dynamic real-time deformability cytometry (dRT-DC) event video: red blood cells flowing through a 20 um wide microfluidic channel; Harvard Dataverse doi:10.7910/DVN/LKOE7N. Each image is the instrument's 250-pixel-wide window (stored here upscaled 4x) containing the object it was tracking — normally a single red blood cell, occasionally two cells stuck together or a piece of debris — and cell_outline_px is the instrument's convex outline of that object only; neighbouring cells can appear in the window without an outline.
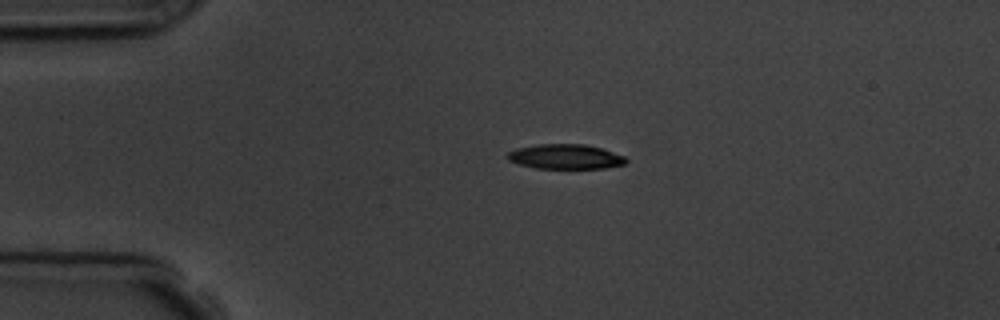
{"species": "common noctule bat (a hibernating species)", "species_latin": "Nyctalus noctula", "temperature_condition": "room temperature", "stored_images_in_passage": 4, "camera_frame_rate_fps": 3000, "um_per_image_px": 0.085, "animal": {"sex": "male", "body_mass_g": 19.5, "forearm_length_mm": 54.6}, "frame": {"image": 1, "passage_image": 3, "time_ms": 2.333, "image_size_px": [1000, 320], "cell_outline_px": [[628, 160], [624, 164], [604, 168], [536, 168], [520, 164], [508, 160], [508, 152], [516, 148], [536, 144], [584, 144], [600, 148], [624, 156]], "centroid_in_image_um": [48.04, 13.31], "position_along_channel_um": 37.0, "area_um2": 16.94}}